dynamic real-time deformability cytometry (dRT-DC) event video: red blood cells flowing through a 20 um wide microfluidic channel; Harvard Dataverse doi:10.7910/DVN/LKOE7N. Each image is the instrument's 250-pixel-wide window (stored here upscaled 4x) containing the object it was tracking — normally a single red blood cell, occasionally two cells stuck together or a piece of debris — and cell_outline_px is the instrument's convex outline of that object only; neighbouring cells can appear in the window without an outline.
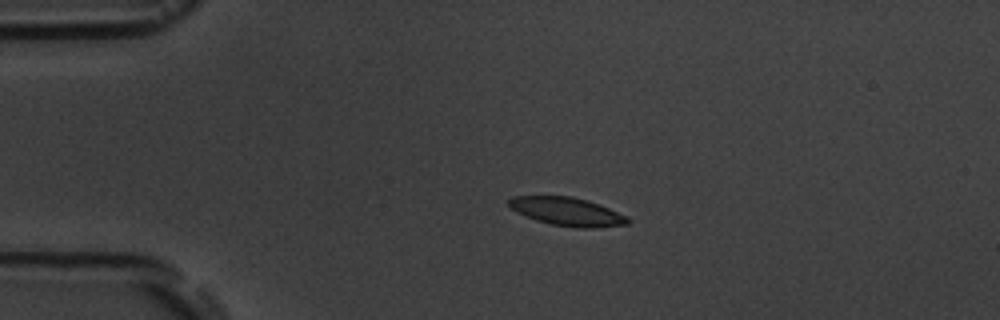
{"species": "common noctule bat (a hibernating species)", "species_latin": "Nyctalus noctula", "temperature_condition": "room temperature", "stored_images_in_passage": 5, "camera_frame_rate_fps": 3000, "um_per_image_px": 0.085, "animal": {"sex": "male", "body_mass_g": 19.5, "forearm_length_mm": 54.6}, "frame": {"image": 1, "passage_image": 3, "time_ms": 2.0, "image_size_px": [1000, 320], "cell_outline_px": [[632, 220], [628, 224], [596, 228], [576, 228], [552, 224], [536, 220], [516, 212], [504, 200], [512, 196], [572, 196], [588, 200], [628, 216]], "centroid_in_image_um": [48.21, 17.98], "position_along_channel_um": 36.8, "area_um2": 19.83}}
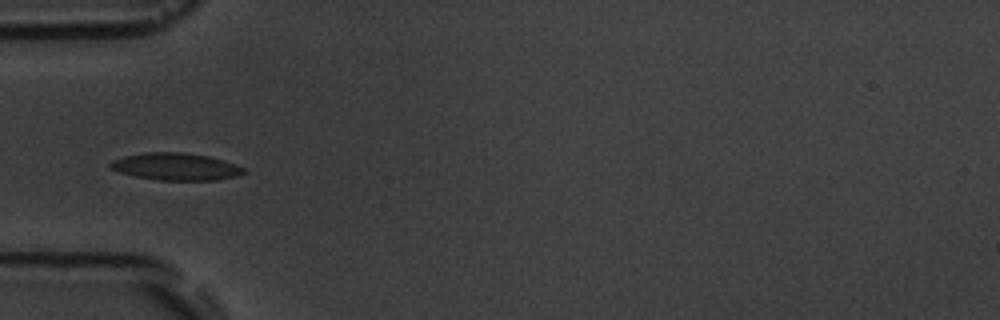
{"frame": {"image": 2, "passage_image": 4, "time_ms": 4.0, "image_size_px": [1000, 320], "cell_outline_px": [[244, 172], [236, 176], [216, 180], [156, 180], [136, 176], [120, 172], [108, 168], [108, 164], [112, 160], [124, 156], [144, 152], [180, 152], [208, 156], [224, 160], [236, 164], [244, 168]], "centroid_in_image_um": [14.9, 14.16], "position_along_channel_um": 70.1, "area_um2": 21.15}}
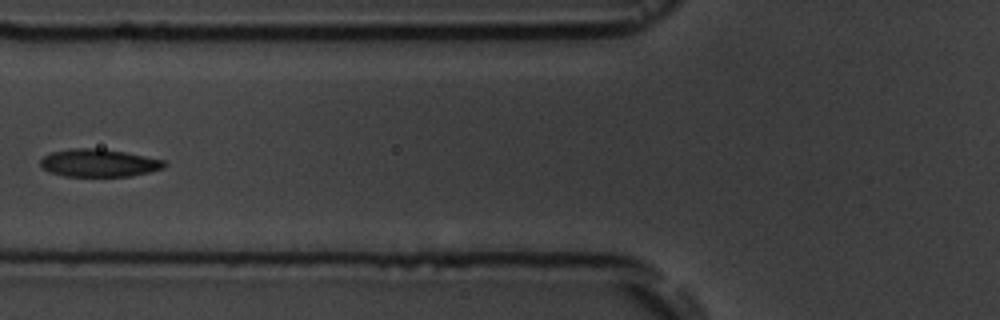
{"frame": {"image": 3, "passage_image": 5, "time_ms": 5.333, "image_size_px": [1000, 320], "cell_outline_px": [[168, 164], [164, 168], [132, 176], [64, 176], [48, 172], [40, 168], [40, 160], [44, 156], [52, 152], [68, 148], [96, 148], [124, 152], [164, 160]], "centroid_in_image_um": [8.37, 13.85], "position_along_channel_um": 117.4, "area_um2": 20.11}}